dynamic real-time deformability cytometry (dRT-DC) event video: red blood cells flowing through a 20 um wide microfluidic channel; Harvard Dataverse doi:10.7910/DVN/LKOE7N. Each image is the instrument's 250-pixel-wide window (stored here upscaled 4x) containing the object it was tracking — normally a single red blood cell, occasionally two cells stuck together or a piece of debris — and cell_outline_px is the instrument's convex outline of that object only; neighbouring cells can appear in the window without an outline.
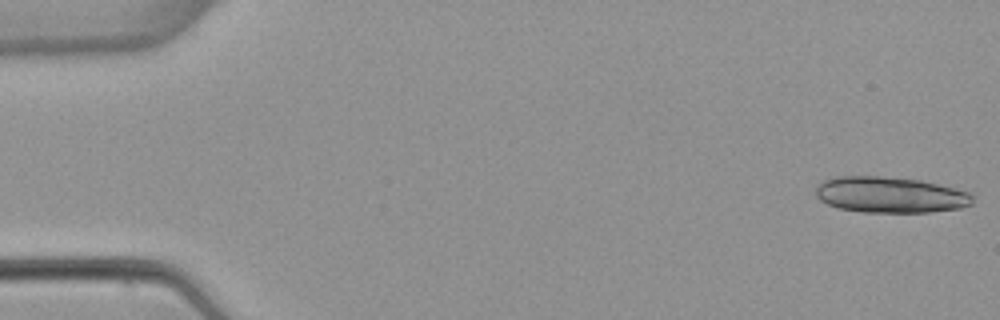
{"species": "common noctule bat (a hibernating species)", "species_latin": "Nyctalus noctula", "temperature_condition": "warm", "stored_images_in_passage": 5, "camera_frame_rate_fps": 3000, "um_per_image_px": 0.085, "animal": {"sex": "female", "body_mass_g": 22.7, "forearm_length_mm": 54.2}, "frame": {"image": 1, "passage_image": 1, "time_ms": 0.0, "image_size_px": [1000, 320], "cell_outline_px": [[972, 204], [960, 208], [928, 212], [864, 212], [840, 208], [828, 204], [820, 200], [816, 196], [816, 188], [824, 180], [836, 176], [880, 176], [920, 180], [956, 188], [968, 192], [972, 196]], "centroid_in_image_um": [75.66, 16.55], "position_along_channel_um": 9.3, "area_um2": 32.71}}